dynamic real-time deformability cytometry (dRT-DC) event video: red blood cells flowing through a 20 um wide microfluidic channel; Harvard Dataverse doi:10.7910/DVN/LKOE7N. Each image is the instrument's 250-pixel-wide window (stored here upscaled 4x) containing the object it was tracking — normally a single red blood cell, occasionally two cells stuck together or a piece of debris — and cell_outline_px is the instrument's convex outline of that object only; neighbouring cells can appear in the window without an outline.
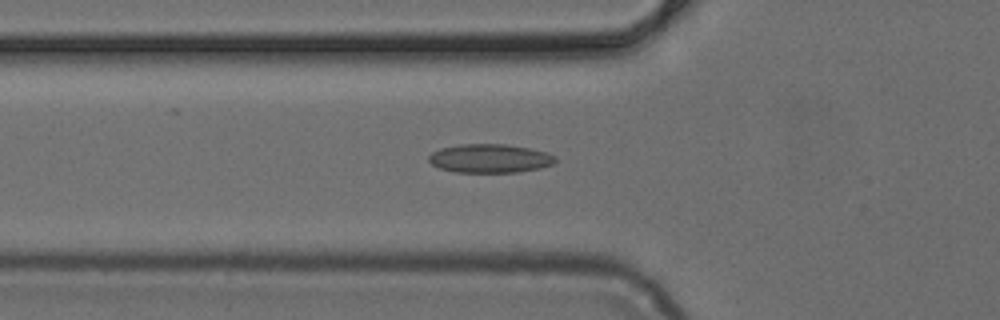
{"species": "common noctule bat (a hibernating species)", "species_latin": "Nyctalus noctula", "temperature_condition": "cold", "stored_images_in_passage": 48, "camera_frame_rate_fps": 3000, "um_per_image_px": 0.085, "animal": {"sex": "female", "body_mass_g": 24.6, "forearm_length_mm": 56.2}, "frame": {"image": 1, "passage_image": 16, "time_ms": 5.0, "image_size_px": [1000, 320], "cell_outline_px": [[556, 160], [552, 164], [540, 168], [516, 172], [456, 172], [440, 168], [432, 164], [428, 160], [428, 156], [432, 152], [440, 148], [460, 144], [504, 144], [528, 148], [548, 152], [556, 156]], "centroid_in_image_um": [41.63, 13.46], "position_along_channel_um": 84.2, "area_um2": 21.15}}
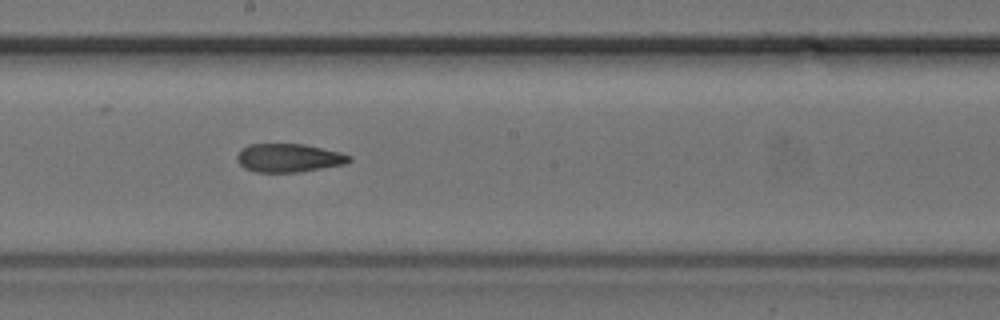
{"frame": {"image": 2, "passage_image": 26, "time_ms": 8.333, "image_size_px": [1000, 320], "cell_outline_px": [[352, 160], [344, 164], [296, 172], [256, 172], [244, 168], [236, 160], [236, 156], [240, 148], [248, 144], [304, 144], [340, 152], [352, 156]], "centroid_in_image_um": [24.5, 13.41], "position_along_channel_um": 223.7, "area_um2": 18.61}}
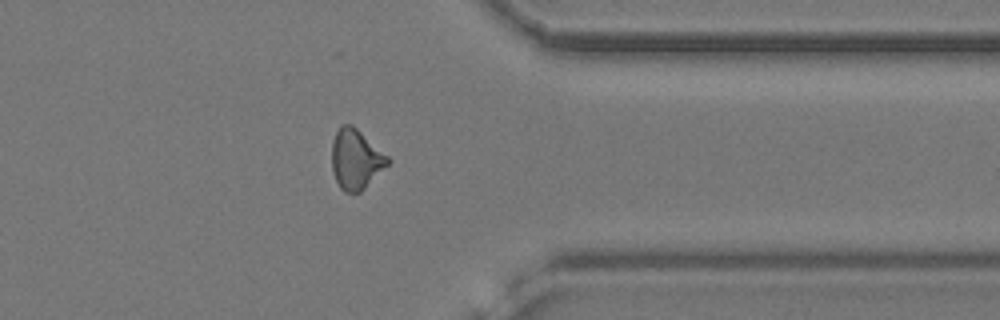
{"frame": {"image": 3, "passage_image": 38, "time_ms": 12.333, "image_size_px": [1000, 320], "cell_outline_px": [[392, 160], [360, 192], [344, 192], [340, 188], [332, 172], [332, 140], [336, 132], [344, 124], [352, 124], [388, 156]], "centroid_in_image_um": [30.23, 13.53], "position_along_channel_um": 381.2, "area_um2": 19.31}}